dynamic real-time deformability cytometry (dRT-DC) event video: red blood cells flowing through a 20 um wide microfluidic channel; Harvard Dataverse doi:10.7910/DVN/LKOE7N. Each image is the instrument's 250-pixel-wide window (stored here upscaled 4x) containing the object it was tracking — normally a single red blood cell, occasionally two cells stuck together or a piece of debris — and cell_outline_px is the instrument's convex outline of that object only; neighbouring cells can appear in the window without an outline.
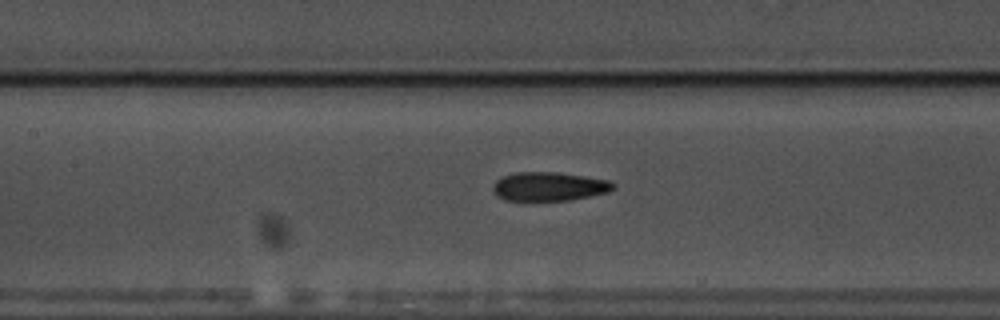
{"species": "common noctule bat (a hibernating species)", "species_latin": "Nyctalus noctula", "temperature_condition": "warm", "stored_images_in_passage": 59, "camera_frame_rate_fps": 3000, "um_per_image_px": 0.085, "animal": {"sex": "male", "body_mass_g": 17.5, "forearm_length_mm": 52.3}, "frame": {"image": 1, "passage_image": 28, "time_ms": 9.0, "image_size_px": [1000, 320], "cell_outline_px": [[616, 188], [608, 192], [568, 200], [504, 200], [496, 196], [492, 192], [492, 184], [496, 180], [504, 176], [516, 172], [556, 172], [584, 176], [608, 180], [616, 184]], "centroid_in_image_um": [46.64, 15.85], "position_along_channel_um": 160.8, "area_um2": 20.23}}
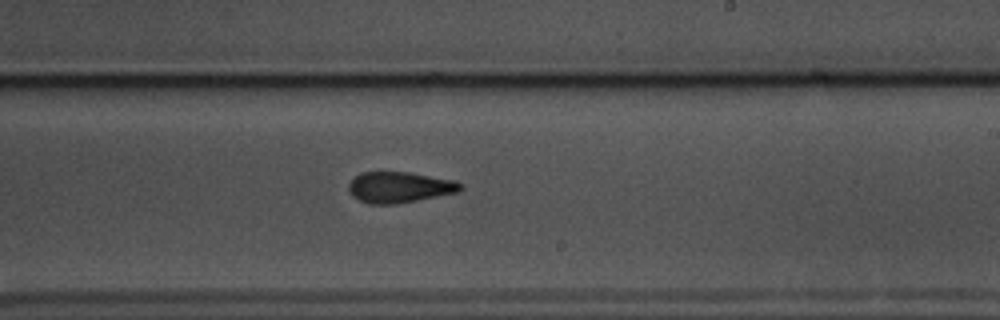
{"frame": {"image": 2, "passage_image": 36, "time_ms": 11.667, "image_size_px": [1000, 320], "cell_outline_px": [[464, 188], [456, 192], [396, 204], [368, 204], [352, 196], [348, 188], [348, 184], [360, 172], [408, 172], [452, 180], [464, 184]], "centroid_in_image_um": [33.93, 15.91], "position_along_channel_um": 255.1, "area_um2": 19.94}}
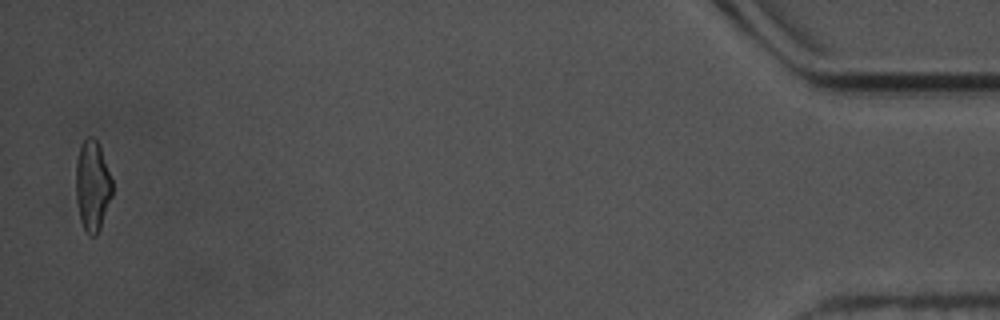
{"frame": {"image": 3, "passage_image": 58, "time_ms": 19.0, "image_size_px": [1000, 320], "cell_outline_px": [[112, 196], [100, 228], [96, 236], [88, 236], [80, 220], [76, 200], [76, 160], [80, 144], [88, 136], [92, 136], [96, 140], [100, 148], [112, 180]], "centroid_in_image_um": [7.84, 15.8], "position_along_channel_um": 427.4, "area_um2": 19.19}, "authors_computed_cell_mechanics": {"area_um2": 19.8832, "velocity_mm_per_s": 3.5568, "shape_relaxation_time_tau1_ms": null, "shape_relaxation_time_tau2_ms": 2.3809, "deformation_change_tau1": null, "deformation_change_tau2": 0.1098}}